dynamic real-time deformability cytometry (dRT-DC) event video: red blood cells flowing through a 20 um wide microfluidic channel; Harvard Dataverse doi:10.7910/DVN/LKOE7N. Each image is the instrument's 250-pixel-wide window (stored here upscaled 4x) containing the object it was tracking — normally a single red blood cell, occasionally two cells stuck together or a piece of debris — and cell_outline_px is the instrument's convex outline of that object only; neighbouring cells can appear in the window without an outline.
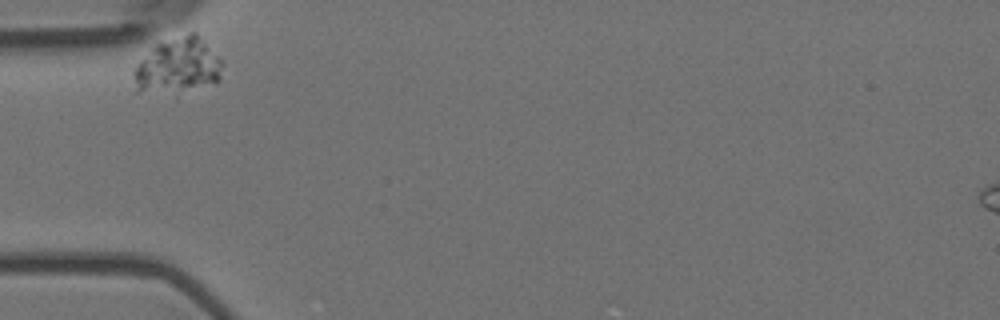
{"species": "Egyptian fruit bat (a non-hibernating species)", "species_latin": "Rousettus aegyptiacus", "temperature_condition": "room temperature", "stored_images_in_passage": 4, "camera_frame_rate_fps": 3000, "um_per_image_px": 0.085, "animal": {"sex": "female"}, "frame": {"image": 1, "passage_image": 1, "time_ms": 0.0, "image_size_px": [1000, 320], "cell_outline_px": [[224, 64], [220, 80], [216, 84], [176, 100], [136, 92], [132, 72], [152, 48], [156, 44], [192, 32], [196, 32]], "centroid_in_image_um": [15.13, 5.8], "position_along_channel_um": 69.9, "area_um2": 30.63}}
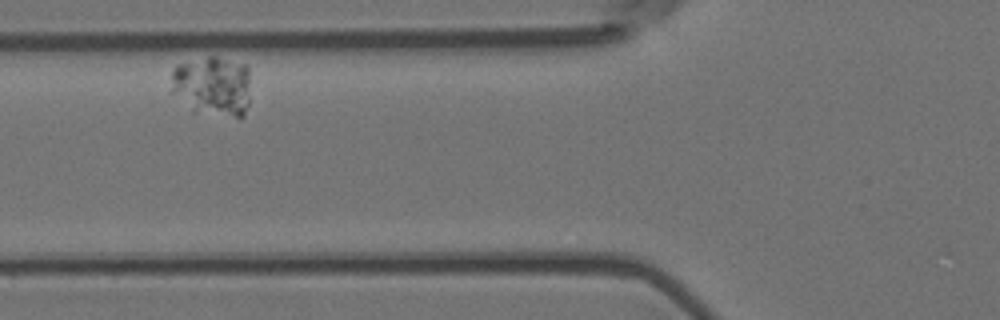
{"frame": {"image": 2, "passage_image": 2, "time_ms": 0.333, "image_size_px": [1000, 320], "cell_outline_px": [[248, 104], [244, 116], [236, 116], [192, 112], [172, 92], [172, 72], [176, 64], [208, 56], [216, 56], [244, 64], [248, 68]], "centroid_in_image_um": [18.04, 7.3], "position_along_channel_um": 107.8, "area_um2": 27.74}}
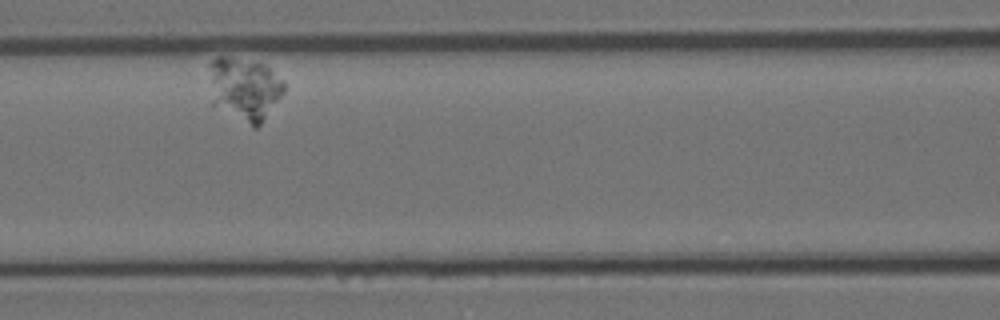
{"frame": {"image": 3, "passage_image": 3, "time_ms": 0.667, "image_size_px": [1000, 320], "cell_outline_px": [[284, 92], [260, 124], [256, 128], [252, 128], [212, 104], [208, 64], [216, 56], [228, 56], [264, 64], [284, 80]], "centroid_in_image_um": [20.75, 7.54], "position_along_channel_um": 145.8, "area_um2": 27.69}}